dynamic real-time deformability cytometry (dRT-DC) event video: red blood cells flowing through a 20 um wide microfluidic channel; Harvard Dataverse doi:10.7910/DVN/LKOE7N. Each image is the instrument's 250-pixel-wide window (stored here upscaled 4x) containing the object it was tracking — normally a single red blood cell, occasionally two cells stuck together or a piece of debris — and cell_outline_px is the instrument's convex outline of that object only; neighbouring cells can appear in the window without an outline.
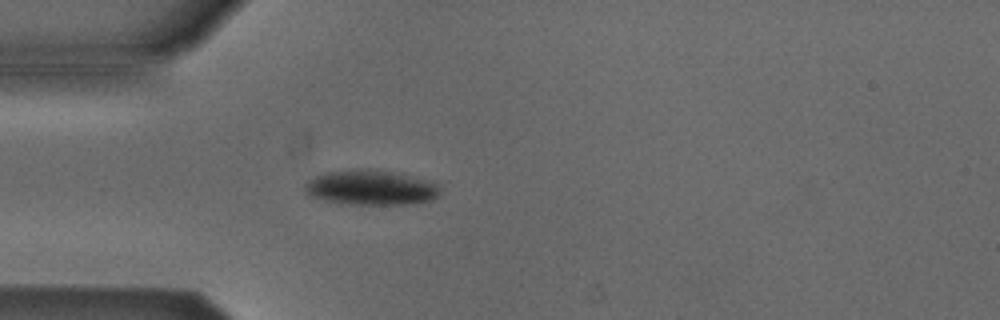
{"species": "Egyptian fruit bat (a non-hibernating species)", "species_latin": "Rousettus aegyptiacus", "temperature_condition": "cold", "stored_images_in_passage": 3, "camera_frame_rate_fps": 3000, "um_per_image_px": 0.085, "animal": {"sex": "male"}, "frame": {"image": 1, "passage_image": 3, "time_ms": 2.333, "image_size_px": [1000, 320], "cell_outline_px": [[440, 196], [432, 200], [408, 204], [348, 204], [324, 200], [308, 196], [304, 192], [304, 184], [308, 180], [324, 172], [356, 168], [368, 168], [400, 172], [436, 184], [440, 188]], "centroid_in_image_um": [31.49, 15.93], "position_along_channel_um": 53.5, "area_um2": 27.98}}